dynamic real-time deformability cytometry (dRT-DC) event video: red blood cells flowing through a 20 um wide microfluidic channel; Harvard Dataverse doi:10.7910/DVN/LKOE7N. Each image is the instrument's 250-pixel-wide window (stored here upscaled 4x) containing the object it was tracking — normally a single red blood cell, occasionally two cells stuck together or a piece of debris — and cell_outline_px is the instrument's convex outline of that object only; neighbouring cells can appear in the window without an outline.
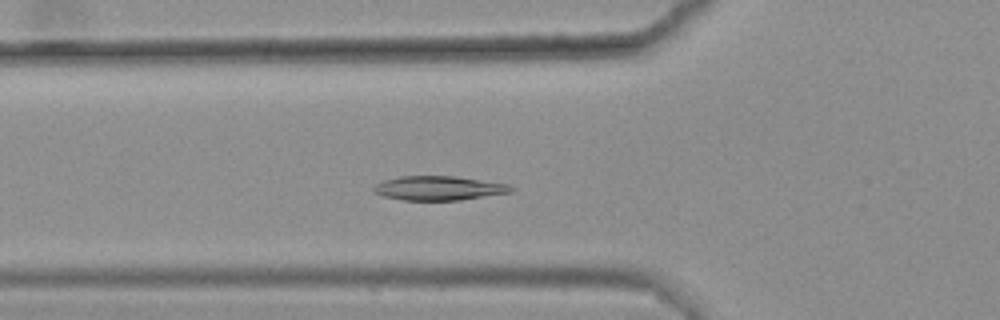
{"species": "common noctule bat (a hibernating species)", "species_latin": "Nyctalus noctula", "temperature_condition": "warm", "stored_images_in_passage": 31, "camera_frame_rate_fps": 3000, "um_per_image_px": 0.085, "animal": {"sex": "female", "body_mass_g": 25.1}, "frame": {"image": 1, "passage_image": 4, "time_ms": 1.0, "image_size_px": [1000, 320], "cell_outline_px": [[516, 188], [512, 192], [460, 200], [404, 200], [384, 196], [372, 192], [372, 188], [376, 184], [384, 180], [400, 176], [456, 176], [508, 184]], "centroid_in_image_um": [37.3, 15.99], "position_along_channel_um": 88.5, "area_um2": 19.42}}
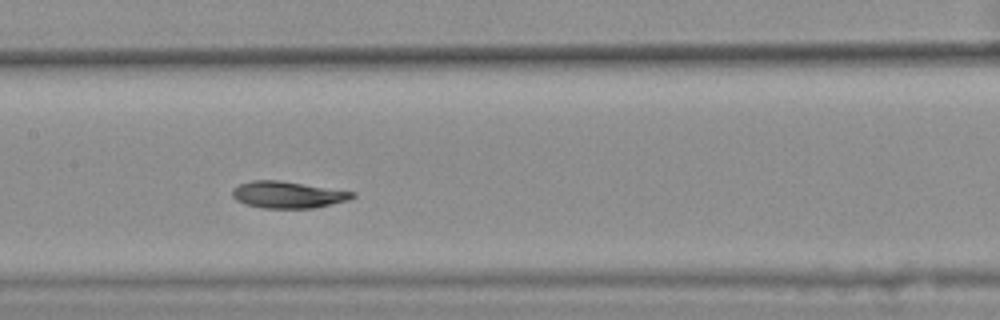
{"frame": {"image": 2, "passage_image": 12, "time_ms": 3.667, "image_size_px": [1000, 320], "cell_outline_px": [[356, 196], [348, 200], [312, 208], [264, 208], [244, 204], [236, 200], [232, 196], [232, 188], [240, 184], [252, 180], [280, 180], [356, 192]], "centroid_in_image_um": [24.44, 16.54], "position_along_channel_um": 183.0, "area_um2": 18.73}}
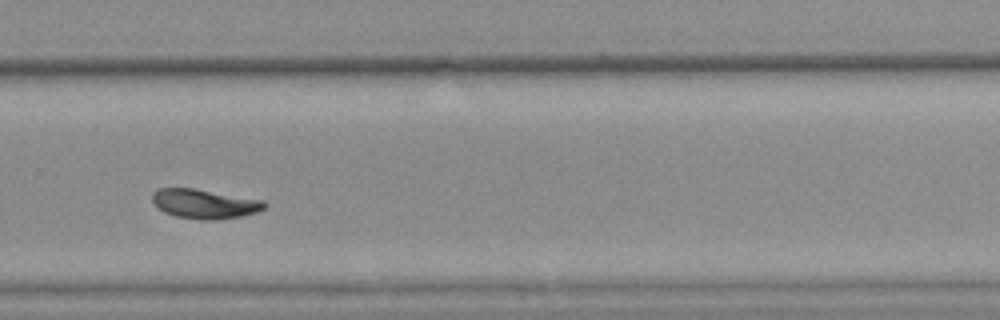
{"frame": {"image": 3, "passage_image": 23, "time_ms": 7.333, "image_size_px": [1000, 320], "cell_outline_px": [[268, 204], [264, 208], [256, 212], [240, 216], [212, 220], [200, 220], [176, 216], [164, 212], [152, 200], [152, 192], [160, 188], [192, 188], [264, 200]], "centroid_in_image_um": [17.39, 17.32], "position_along_channel_um": 312.4, "area_um2": 19.02}, "authors_computed_cell_mechanics": {"area_um2": 18.9584, "velocity_mm_per_s": 3.5408, "shape_relaxation_time_tau1_ms": 4.7261, "shape_relaxation_time_tau2_ms": 3.5011, "deformation_change_tau1": 0.1346, "deformation_change_tau2": 0.0672}}